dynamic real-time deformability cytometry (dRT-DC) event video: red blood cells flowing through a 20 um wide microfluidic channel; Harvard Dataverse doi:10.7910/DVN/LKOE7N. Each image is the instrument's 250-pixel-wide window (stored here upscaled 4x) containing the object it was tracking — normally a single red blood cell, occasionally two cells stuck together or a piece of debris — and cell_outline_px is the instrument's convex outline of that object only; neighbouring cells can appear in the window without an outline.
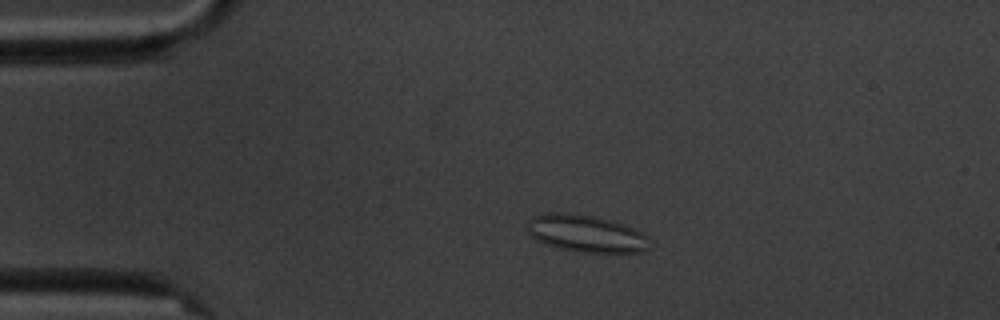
{"species": "common noctule bat (a hibernating species)", "species_latin": "Nyctalus noctula", "temperature_condition": "cold", "stored_images_in_passage": 8, "camera_frame_rate_fps": 3000, "um_per_image_px": 0.085, "animal": {"sex": "male", "body_mass_g": 20.1, "forearm_length_mm": 53.5}, "frame": {"image": 1, "passage_image": 4, "time_ms": 3.333, "image_size_px": [1000, 320], "cell_outline_px": [[648, 248], [644, 252], [576, 252], [560, 248], [536, 240], [528, 232], [528, 220], [532, 216], [544, 212], [572, 212], [612, 220], [636, 228], [648, 236]], "centroid_in_image_um": [49.81, 19.83], "position_along_channel_um": 35.2, "area_um2": 26.76}}
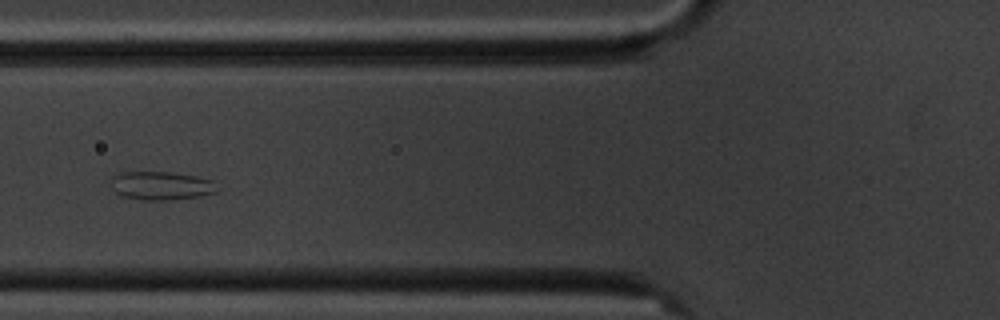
{"frame": {"image": 2, "passage_image": 7, "time_ms": 6.667, "image_size_px": [1000, 320], "cell_outline_px": [[220, 192], [200, 196], [168, 200], [140, 200], [124, 196], [116, 192], [112, 188], [112, 176], [120, 172], [172, 172], [200, 176], [212, 180]], "centroid_in_image_um": [13.75, 15.78], "position_along_channel_um": 112.1, "area_um2": 17.8}}
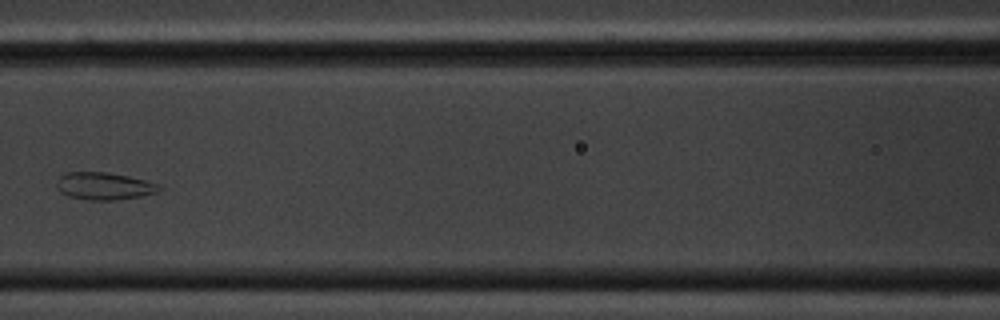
{"frame": {"image": 3, "passage_image": 8, "time_ms": 8.0, "image_size_px": [1000, 320], "cell_outline_px": [[164, 188], [156, 192], [140, 196], [112, 200], [88, 200], [68, 196], [60, 192], [56, 188], [56, 180], [64, 172], [104, 172], [128, 176], [160, 184]], "centroid_in_image_um": [8.81, 15.81], "position_along_channel_um": 157.8, "area_um2": 16.42}}